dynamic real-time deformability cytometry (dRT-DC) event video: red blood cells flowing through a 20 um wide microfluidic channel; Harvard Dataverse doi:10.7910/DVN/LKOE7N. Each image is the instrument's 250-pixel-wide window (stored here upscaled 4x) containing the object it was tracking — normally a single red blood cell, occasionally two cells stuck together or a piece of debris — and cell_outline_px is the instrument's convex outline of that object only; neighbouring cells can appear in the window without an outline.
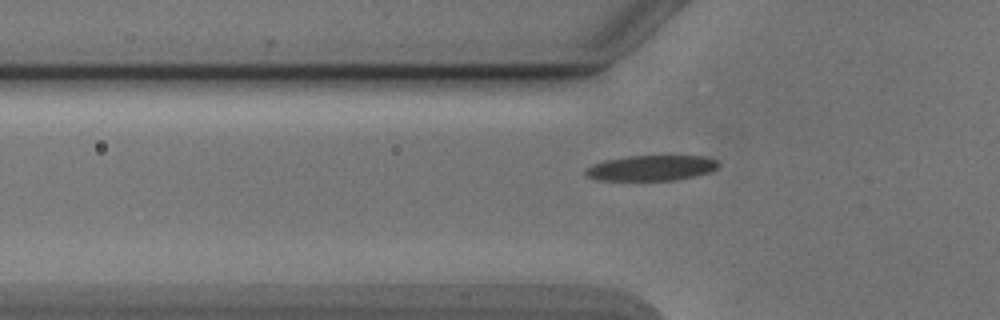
{"species": "Egyptian fruit bat (a non-hibernating species)", "species_latin": "Rousettus aegyptiacus", "temperature_condition": "cold", "stored_images_in_passage": 37, "camera_frame_rate_fps": 3000, "um_per_image_px": 0.085, "animal": {"sex": "male"}, "frame": {"image": 1, "passage_image": 2, "time_ms": 0.333, "image_size_px": [1000, 320], "cell_outline_px": [[720, 164], [712, 172], [676, 180], [596, 180], [588, 176], [584, 172], [584, 168], [592, 164], [604, 160], [628, 156], [704, 156], [716, 160]], "centroid_in_image_um": [55.34, 14.28], "position_along_channel_um": 70.5, "area_um2": 19.77}}
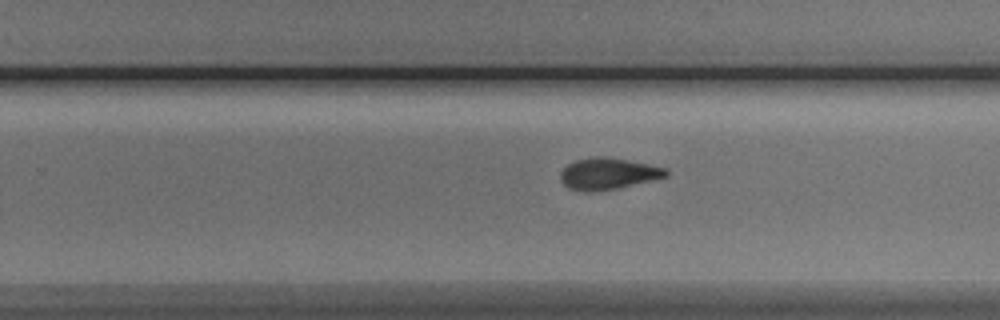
{"frame": {"image": 2, "passage_image": 18, "time_ms": 5.667, "image_size_px": [1000, 320], "cell_outline_px": [[668, 176], [620, 188], [592, 192], [584, 192], [568, 188], [560, 180], [560, 172], [568, 164], [576, 160], [596, 156], [628, 160], [664, 168], [668, 172]], "centroid_in_image_um": [51.65, 14.78], "position_along_channel_um": 278.2, "area_um2": 19.25}}
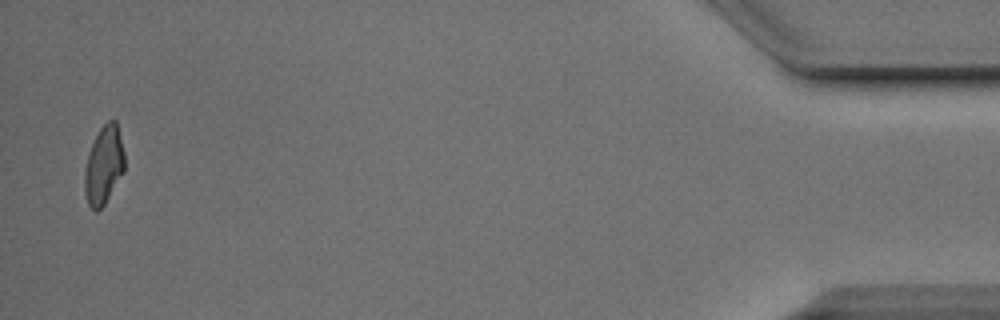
{"frame": {"image": 3, "passage_image": 36, "time_ms": 11.667, "image_size_px": [1000, 320], "cell_outline_px": [[124, 172], [104, 204], [96, 212], [88, 204], [84, 192], [84, 172], [88, 152], [100, 128], [108, 120], [116, 120], [124, 152]], "centroid_in_image_um": [8.81, 14.04], "position_along_channel_um": 426.4, "area_um2": 18.15}}